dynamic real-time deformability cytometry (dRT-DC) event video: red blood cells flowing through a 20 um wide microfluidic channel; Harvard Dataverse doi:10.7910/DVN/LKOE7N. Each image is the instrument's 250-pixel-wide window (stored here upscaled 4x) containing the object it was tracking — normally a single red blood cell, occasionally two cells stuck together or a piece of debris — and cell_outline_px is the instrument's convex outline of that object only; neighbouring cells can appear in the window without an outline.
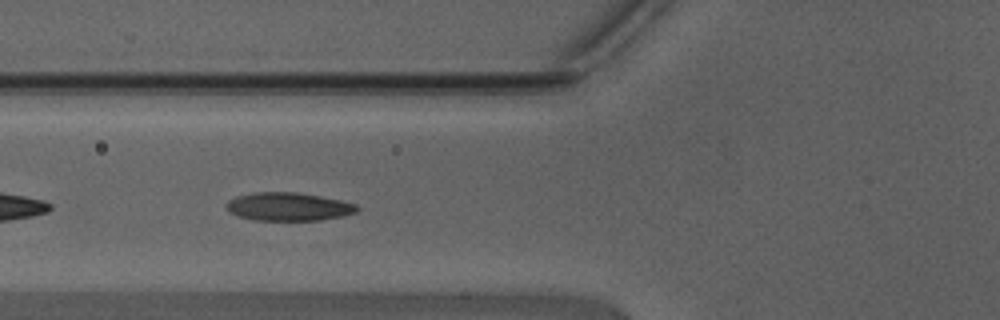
{"species": "Egyptian fruit bat (a non-hibernating species)", "species_latin": "Rousettus aegyptiacus", "temperature_condition": "warm", "stored_images_in_passage": 29, "camera_frame_rate_fps": 3000, "um_per_image_px": 0.085, "animal": {"sex": "male"}, "frame": {"image": 1, "passage_image": 5, "time_ms": 1.333, "image_size_px": [1000, 320], "cell_outline_px": [[360, 208], [356, 212], [344, 216], [320, 220], [256, 220], [236, 216], [228, 212], [224, 204], [228, 200], [236, 196], [252, 192], [296, 192], [320, 196], [340, 200], [356, 204]], "centroid_in_image_um": [24.48, 17.56], "position_along_channel_um": 101.3, "area_um2": 21.73}}
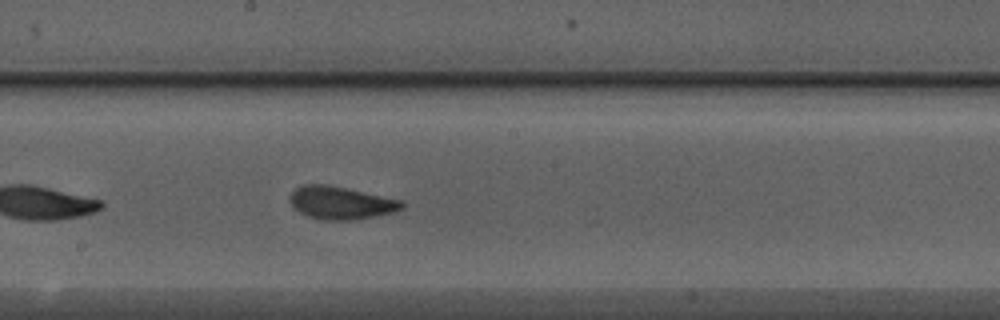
{"frame": {"image": 2, "passage_image": 13, "time_ms": 4.0, "image_size_px": [1000, 320], "cell_outline_px": [[404, 208], [392, 212], [376, 216], [356, 220], [324, 220], [308, 216], [300, 212], [288, 200], [292, 192], [300, 184], [328, 184], [400, 200], [404, 204]], "centroid_in_image_um": [28.95, 17.24], "position_along_channel_um": 219.3, "area_um2": 21.27}}
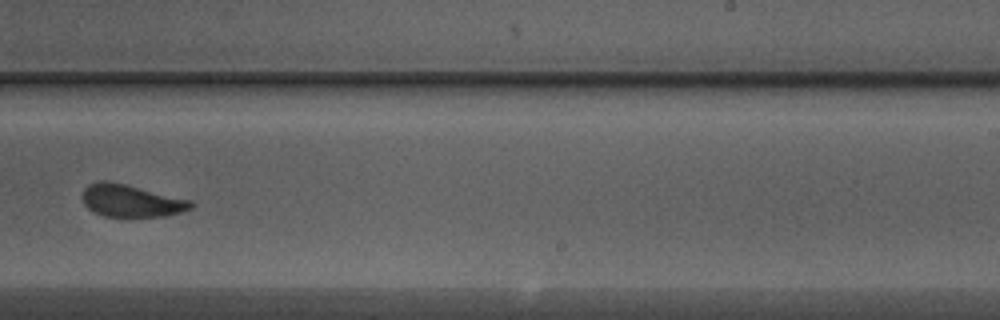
{"frame": {"image": 3, "passage_image": 17, "time_ms": 5.333, "image_size_px": [1000, 320], "cell_outline_px": [[192, 208], [180, 212], [164, 216], [104, 216], [88, 208], [84, 204], [80, 196], [84, 188], [88, 184], [96, 180], [108, 180], [192, 200]], "centroid_in_image_um": [11.09, 17.04], "position_along_channel_um": 277.9, "area_um2": 20.46}, "authors_computed_cell_mechanics": {"area_um2": 21.2704, "velocity_mm_per_s": 4.4393, "shape_relaxation_time_tau1_ms": 2.841, "shape_relaxation_time_tau2_ms": null, "deformation_change_tau1": 0.128, "deformation_change_tau2": null}}